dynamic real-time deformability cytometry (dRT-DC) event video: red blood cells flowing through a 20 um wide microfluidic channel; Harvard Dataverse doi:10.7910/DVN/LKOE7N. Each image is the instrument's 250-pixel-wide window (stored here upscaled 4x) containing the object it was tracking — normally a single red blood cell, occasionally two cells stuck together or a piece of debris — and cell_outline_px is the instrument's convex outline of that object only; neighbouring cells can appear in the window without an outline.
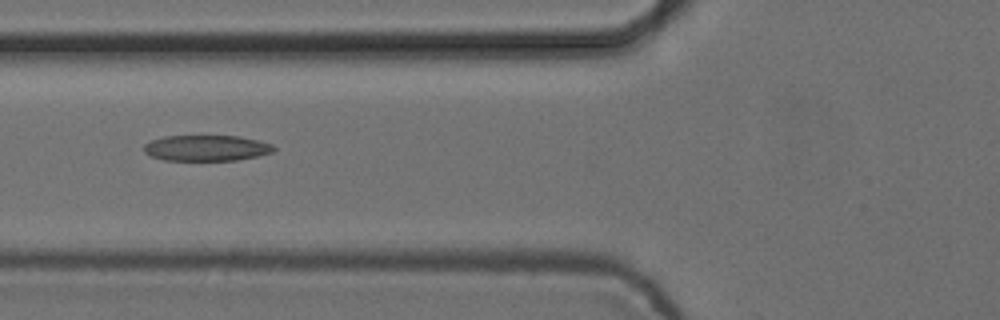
{"species": "common noctule bat (a hibernating species)", "species_latin": "Nyctalus noctula", "temperature_condition": "cold", "stored_images_in_passage": 8, "camera_frame_rate_fps": 3000, "um_per_image_px": 0.085, "animal": {"sex": "female", "body_mass_g": 24.6, "forearm_length_mm": 56.2}, "frame": {"image": 1, "passage_image": 6, "time_ms": 1.667, "image_size_px": [1000, 320], "cell_outline_px": [[276, 148], [272, 152], [256, 156], [236, 160], [164, 160], [152, 156], [144, 152], [144, 144], [152, 140], [164, 136], [240, 136], [260, 140], [272, 144]], "centroid_in_image_um": [17.56, 12.57], "position_along_channel_um": 108.2, "area_um2": 19.48}}
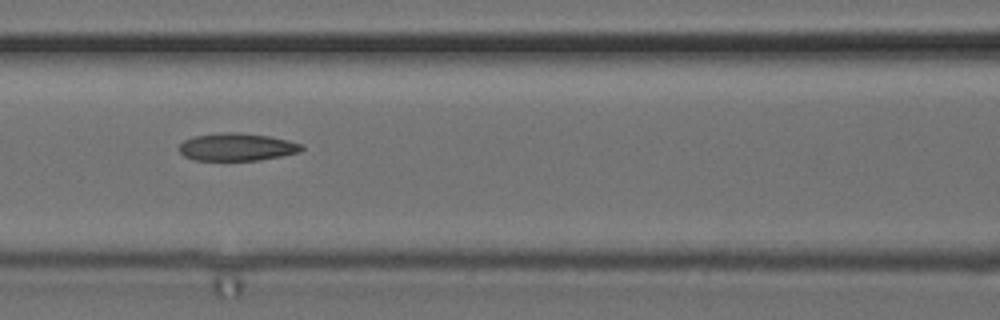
{"frame": {"image": 2, "passage_image": 7, "time_ms": 2.0, "image_size_px": [1000, 320], "cell_outline_px": [[304, 148], [300, 152], [260, 160], [192, 160], [184, 156], [180, 152], [180, 144], [184, 140], [192, 136], [220, 132], [236, 132], [268, 136], [288, 140], [304, 144]], "centroid_in_image_um": [20.13, 12.49], "position_along_channel_um": 146.5, "area_um2": 19.83}}
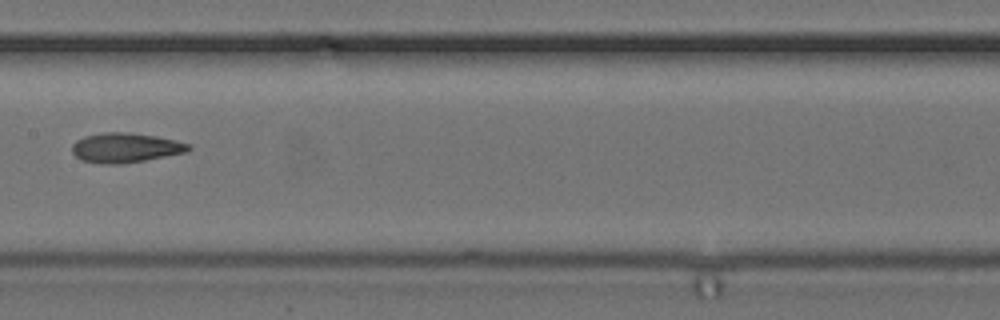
{"frame": {"image": 3, "passage_image": 8, "time_ms": 2.333, "image_size_px": [1000, 320], "cell_outline_px": [[192, 148], [188, 152], [144, 160], [120, 164], [104, 164], [80, 160], [72, 152], [72, 144], [76, 140], [84, 136], [104, 132], [128, 132], [156, 136], [176, 140], [192, 144]], "centroid_in_image_um": [10.68, 12.55], "position_along_channel_um": 196.7, "area_um2": 20.29}}